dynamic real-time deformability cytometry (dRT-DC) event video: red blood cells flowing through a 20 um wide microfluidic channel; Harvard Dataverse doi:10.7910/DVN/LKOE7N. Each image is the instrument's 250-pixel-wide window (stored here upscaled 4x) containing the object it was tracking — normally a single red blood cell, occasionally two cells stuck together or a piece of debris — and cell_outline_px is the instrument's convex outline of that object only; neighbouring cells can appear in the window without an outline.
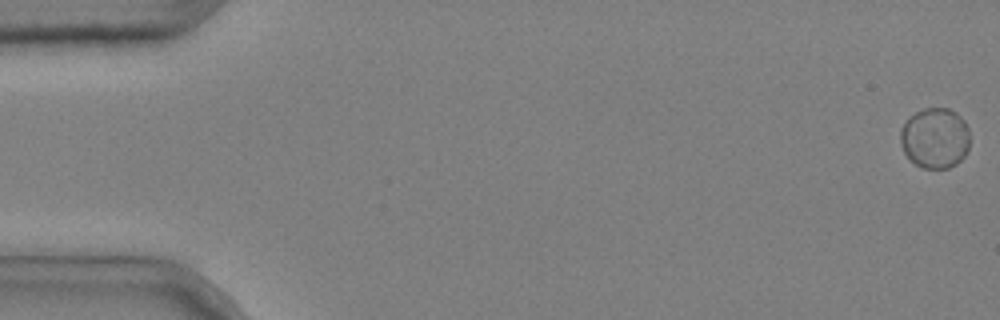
{"species": "common noctule bat (a hibernating species)", "species_latin": "Nyctalus noctula", "temperature_condition": "cold", "stored_images_in_passage": 7, "camera_frame_rate_fps": 3000, "um_per_image_px": 0.085, "animal": {"sex": "male", "body_mass_g": 20.4}, "frame": {"image": 1, "passage_image": 1, "time_ms": 0.0, "image_size_px": [1000, 320], "cell_outline_px": [[968, 148], [964, 156], [956, 164], [948, 168], [924, 168], [916, 164], [904, 152], [900, 144], [900, 128], [916, 112], [924, 108], [948, 108], [956, 112], [964, 120], [968, 128]], "centroid_in_image_um": [79.47, 11.73], "position_along_channel_um": 5.5, "area_um2": 24.33}}